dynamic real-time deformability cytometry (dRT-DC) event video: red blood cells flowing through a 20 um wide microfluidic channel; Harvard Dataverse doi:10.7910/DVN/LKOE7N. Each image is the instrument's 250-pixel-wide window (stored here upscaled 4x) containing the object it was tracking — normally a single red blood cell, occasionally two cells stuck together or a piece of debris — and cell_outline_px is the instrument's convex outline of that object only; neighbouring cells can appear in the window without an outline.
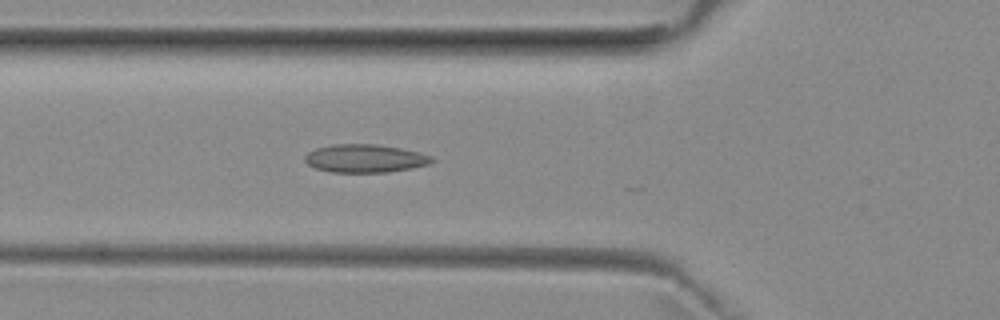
{"species": "common noctule bat (a hibernating species)", "species_latin": "Nyctalus noctula", "temperature_condition": "room temperature", "stored_images_in_passage": 15, "camera_frame_rate_fps": 3000, "um_per_image_px": 0.085, "animal": {"sex": "female", "body_mass_g": 29.2, "forearm_length_mm": 56.3}, "frame": {"image": 1, "passage_image": 8, "time_ms": 2.333, "image_size_px": [1000, 320], "cell_outline_px": [[436, 160], [428, 164], [412, 168], [388, 172], [332, 172], [316, 168], [308, 164], [304, 160], [304, 156], [308, 152], [316, 148], [332, 144], [376, 144], [400, 148], [432, 156]], "centroid_in_image_um": [31.01, 13.46], "position_along_channel_um": 94.8, "area_um2": 20.75}}
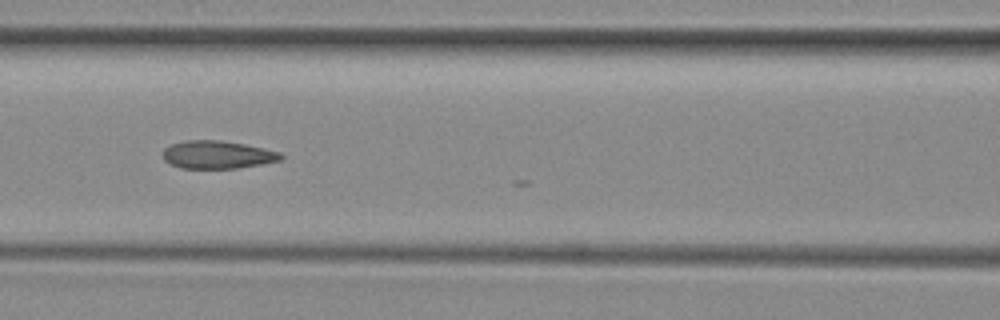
{"frame": {"image": 2, "passage_image": 12, "time_ms": 3.667, "image_size_px": [1000, 320], "cell_outline_px": [[284, 160], [236, 168], [180, 168], [168, 164], [164, 160], [164, 148], [172, 144], [184, 140], [220, 140], [244, 144], [264, 148], [280, 152], [284, 156]], "centroid_in_image_um": [18.49, 13.15], "position_along_channel_um": 148.1, "area_um2": 19.25}}